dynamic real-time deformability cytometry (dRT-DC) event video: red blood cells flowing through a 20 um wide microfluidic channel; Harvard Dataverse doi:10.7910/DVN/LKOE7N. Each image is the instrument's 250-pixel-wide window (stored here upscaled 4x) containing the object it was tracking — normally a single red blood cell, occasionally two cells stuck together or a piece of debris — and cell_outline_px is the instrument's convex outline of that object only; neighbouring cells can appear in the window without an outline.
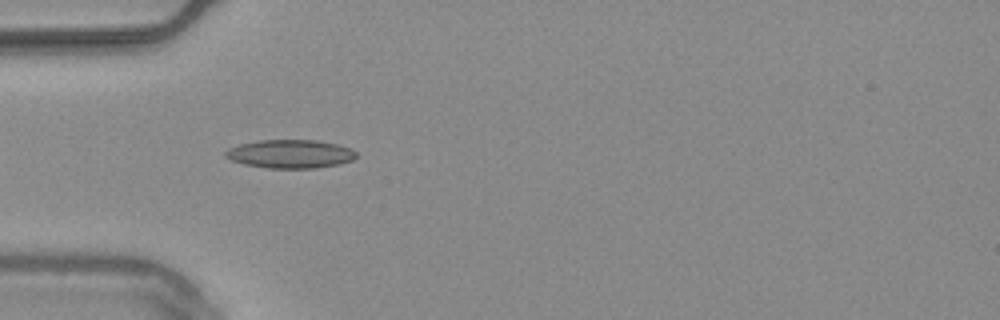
{"species": "common noctule bat (a hibernating species)", "species_latin": "Nyctalus noctula", "temperature_condition": "warm", "stored_images_in_passage": 15, "camera_frame_rate_fps": 3000, "um_per_image_px": 0.085, "animal": {"sex": "male", "body_mass_g": 20.4}, "frame": {"image": 1, "passage_image": 5, "time_ms": 1.333, "image_size_px": [1000, 320], "cell_outline_px": [[356, 156], [352, 160], [340, 164], [316, 168], [268, 168], [244, 164], [232, 160], [224, 156], [224, 152], [228, 148], [240, 144], [260, 140], [316, 140], [336, 144], [352, 148], [356, 152]], "centroid_in_image_um": [24.68, 13.08], "position_along_channel_um": 60.3, "area_um2": 21.73}}
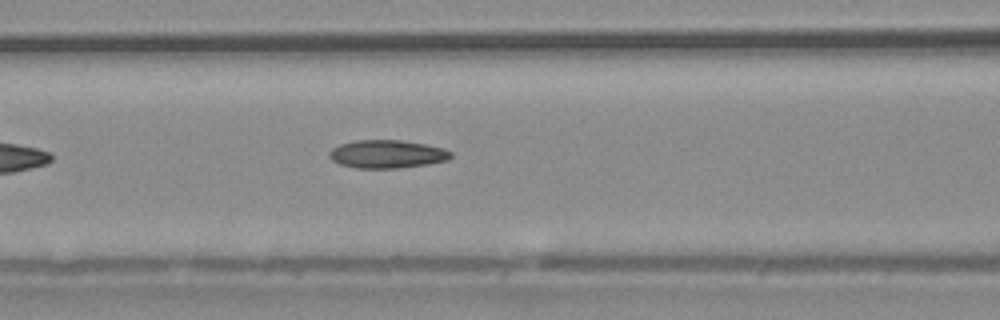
{"frame": {"image": 2, "passage_image": 11, "time_ms": 3.333, "image_size_px": [1000, 320], "cell_outline_px": [[452, 156], [448, 160], [428, 164], [396, 168], [356, 168], [340, 164], [332, 160], [328, 156], [328, 152], [332, 148], [340, 144], [356, 140], [400, 140], [424, 144], [444, 148], [452, 152]], "centroid_in_image_um": [32.89, 13.09], "position_along_channel_um": 133.7, "area_um2": 19.94}}